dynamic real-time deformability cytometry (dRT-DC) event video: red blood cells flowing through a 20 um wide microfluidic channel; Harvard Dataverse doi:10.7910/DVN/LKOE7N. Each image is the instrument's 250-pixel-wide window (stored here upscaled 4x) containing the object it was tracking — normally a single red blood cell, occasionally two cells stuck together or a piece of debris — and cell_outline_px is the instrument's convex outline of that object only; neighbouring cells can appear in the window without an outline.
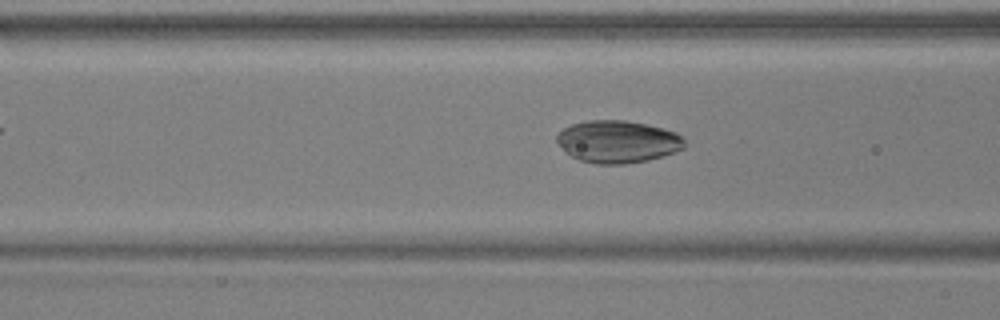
{"species": "common noctule bat (a hibernating species)", "species_latin": "Nyctalus noctula", "temperature_condition": "warm", "stored_images_in_passage": 53, "camera_frame_rate_fps": 3000, "um_per_image_px": 0.085, "animal": {"sex": "male", "body_mass_g": 17.9, "forearm_length_mm": 54.2}, "frame": {"image": 1, "passage_image": 20, "time_ms": 6.333, "image_size_px": [1000, 320], "cell_outline_px": [[684, 148], [648, 160], [624, 164], [596, 164], [580, 160], [572, 156], [556, 140], [556, 136], [564, 128], [572, 124], [588, 120], [624, 120], [644, 124], [676, 132], [684, 140]], "centroid_in_image_um": [52.49, 12.04], "position_along_channel_um": 114.1, "area_um2": 30.98}}
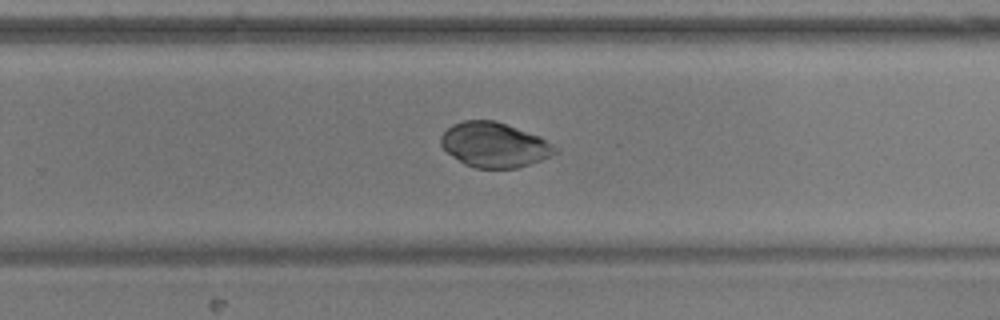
{"frame": {"image": 2, "passage_image": 34, "time_ms": 11.0, "image_size_px": [1000, 320], "cell_outline_px": [[560, 152], [552, 156], [516, 168], [476, 168], [464, 164], [452, 156], [440, 144], [440, 136], [452, 124], [464, 120], [492, 120], [540, 136], [560, 148]], "centroid_in_image_um": [42.04, 12.32], "position_along_channel_um": 287.8, "area_um2": 29.82}}
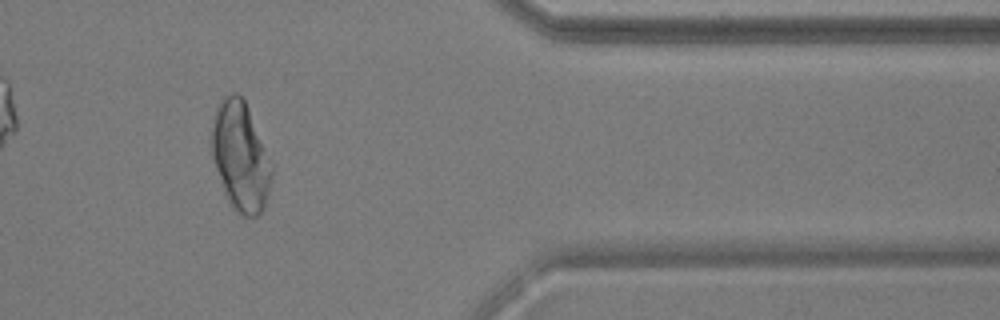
{"frame": {"image": 3, "passage_image": 44, "time_ms": 14.333, "image_size_px": [1000, 320], "cell_outline_px": [[272, 176], [264, 208], [256, 216], [244, 216], [236, 212], [232, 208], [224, 192], [212, 156], [212, 128], [216, 108], [220, 100], [224, 96], [232, 92], [236, 92], [244, 96], [272, 164]], "centroid_in_image_um": [20.45, 13.27], "position_along_channel_um": 391.0, "area_um2": 38.09}}